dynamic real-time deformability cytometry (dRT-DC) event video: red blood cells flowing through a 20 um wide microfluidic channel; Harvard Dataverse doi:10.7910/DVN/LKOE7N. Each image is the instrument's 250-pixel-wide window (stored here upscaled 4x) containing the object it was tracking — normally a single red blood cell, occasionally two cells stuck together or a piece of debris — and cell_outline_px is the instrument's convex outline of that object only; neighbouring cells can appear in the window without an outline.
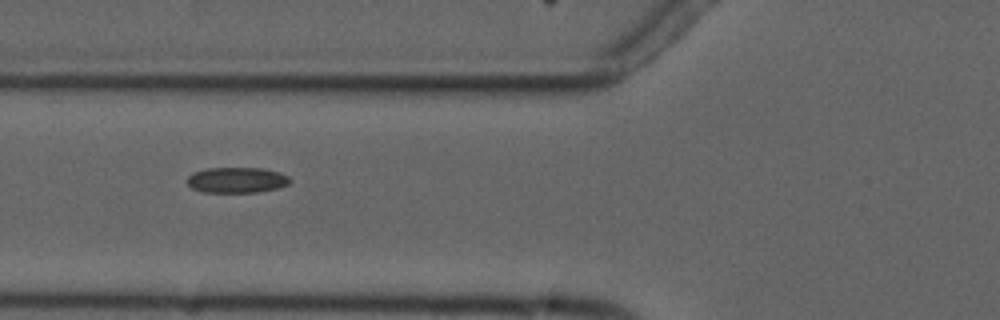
{"species": "common noctule bat (a hibernating species)", "species_latin": "Nyctalus noctula", "temperature_condition": "cold", "stored_images_in_passage": 7, "camera_frame_rate_fps": 3000, "um_per_image_px": 0.085, "animal": {"sex": "male", "forearm_length_mm": 52.5}, "frame": {"image": 1, "passage_image": 7, "time_ms": 7.0, "image_size_px": [1000, 320], "cell_outline_px": [[292, 180], [288, 184], [280, 188], [256, 192], [204, 192], [192, 188], [188, 184], [188, 176], [192, 172], [208, 168], [264, 168], [280, 172], [288, 176]], "centroid_in_image_um": [20.16, 15.3], "position_along_channel_um": 105.6, "area_um2": 15.43}}